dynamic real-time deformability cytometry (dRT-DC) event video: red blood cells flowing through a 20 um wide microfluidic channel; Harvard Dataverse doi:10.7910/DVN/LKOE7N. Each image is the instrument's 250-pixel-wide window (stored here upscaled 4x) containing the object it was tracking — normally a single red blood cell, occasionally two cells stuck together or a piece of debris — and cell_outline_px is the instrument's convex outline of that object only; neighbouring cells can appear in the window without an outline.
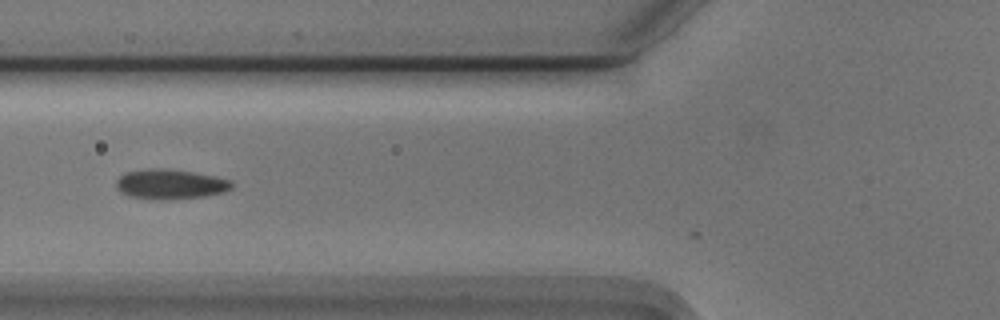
{"species": "Egyptian fruit bat (a non-hibernating species)", "species_latin": "Rousettus aegyptiacus", "temperature_condition": "cold", "stored_images_in_passage": 4, "camera_frame_rate_fps": 3000, "um_per_image_px": 0.085, "animal": {"sex": "male"}, "frame": {"image": 1, "passage_image": 2, "time_ms": 0.333, "image_size_px": [1000, 320], "cell_outline_px": [[232, 188], [224, 192], [204, 196], [160, 200], [128, 196], [120, 192], [116, 188], [116, 180], [124, 172], [148, 168], [168, 168], [216, 176], [232, 180]], "centroid_in_image_um": [14.45, 15.64], "position_along_channel_um": 111.4, "area_um2": 20.29}}